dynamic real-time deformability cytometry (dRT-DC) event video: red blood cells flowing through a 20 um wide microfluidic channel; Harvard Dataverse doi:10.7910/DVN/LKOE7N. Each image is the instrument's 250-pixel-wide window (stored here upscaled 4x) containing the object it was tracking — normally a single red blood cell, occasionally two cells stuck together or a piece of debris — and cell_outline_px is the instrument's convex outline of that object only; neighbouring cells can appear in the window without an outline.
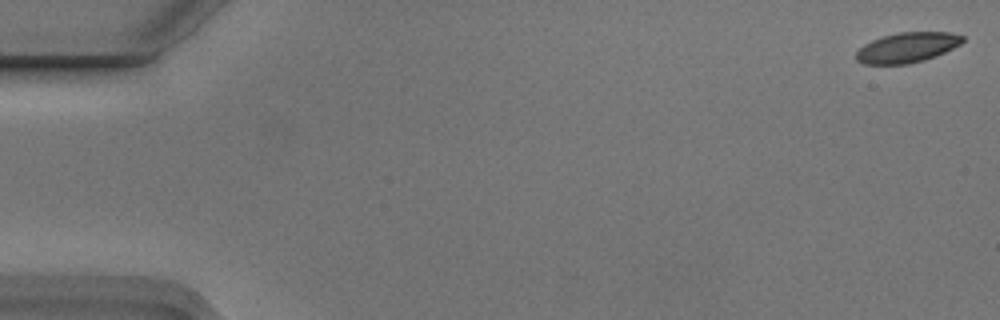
{"species": "Egyptian fruit bat (a non-hibernating species)", "species_latin": "Rousettus aegyptiacus", "temperature_condition": "cold", "stored_images_in_passage": 10, "camera_frame_rate_fps": 3000, "um_per_image_px": 0.085, "animal": {"sex": "male"}, "frame": {"image": 1, "passage_image": 1, "time_ms": 0.0, "image_size_px": [1000, 320], "cell_outline_px": [[964, 40], [960, 44], [936, 56], [924, 60], [908, 64], [864, 64], [856, 60], [856, 52], [864, 44], [872, 40], [884, 36], [900, 32], [948, 32], [964, 36]], "centroid_in_image_um": [77.1, 4.04], "position_along_channel_um": 7.9, "area_um2": 18.55}}
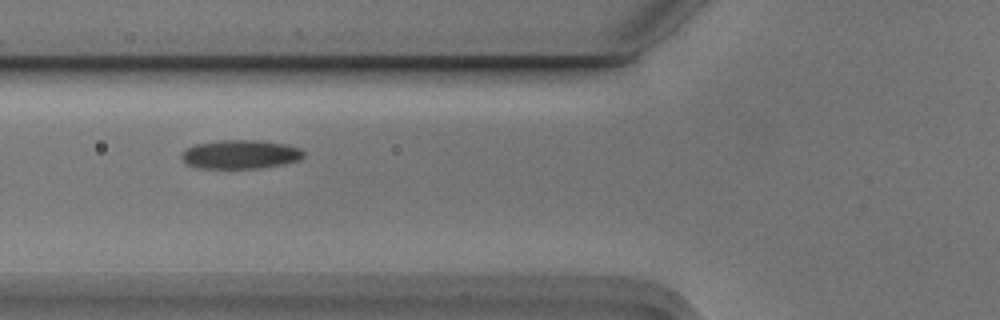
{"frame": {"image": 2, "passage_image": 6, "time_ms": 1.667, "image_size_px": [1000, 320], "cell_outline_px": [[304, 156], [300, 160], [284, 164], [260, 168], [196, 168], [188, 164], [180, 156], [184, 148], [196, 144], [220, 140], [260, 140], [288, 144], [300, 148], [304, 152]], "centroid_in_image_um": [20.45, 13.11], "position_along_channel_um": 105.4, "area_um2": 20.75}}
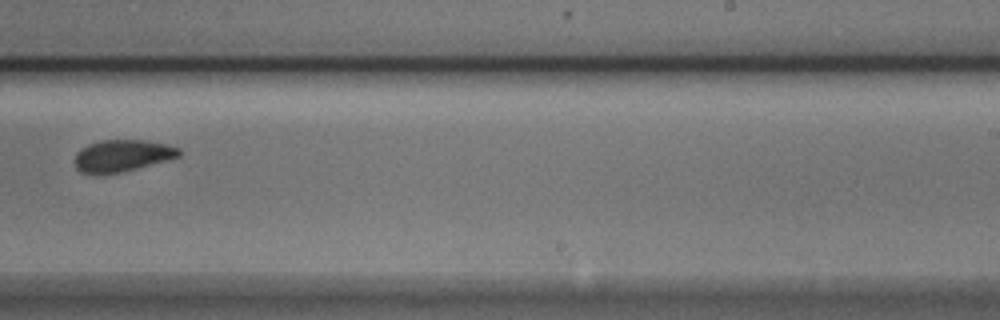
{"frame": {"image": 3, "passage_image": 10, "time_ms": 3.0, "image_size_px": [1000, 320], "cell_outline_px": [[180, 156], [168, 160], [120, 172], [100, 176], [92, 176], [80, 172], [76, 168], [76, 152], [80, 148], [88, 144], [100, 140], [144, 140], [168, 144], [180, 148]], "centroid_in_image_um": [10.35, 13.25], "position_along_channel_um": 278.7, "area_um2": 19.71}}